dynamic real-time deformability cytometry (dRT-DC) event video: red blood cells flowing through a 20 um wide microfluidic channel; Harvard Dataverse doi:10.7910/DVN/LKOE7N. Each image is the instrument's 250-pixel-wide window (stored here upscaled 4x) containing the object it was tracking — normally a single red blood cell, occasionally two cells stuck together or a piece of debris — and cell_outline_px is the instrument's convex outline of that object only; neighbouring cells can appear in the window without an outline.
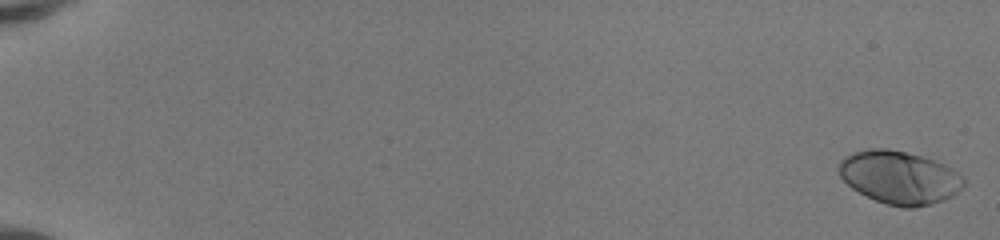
{"species": "human", "species_latin": "Homo sapiens", "temperature_condition": "room temperature", "stored_images_in_passage": 51, "camera_frame_rate_fps": 3000, "um_per_image_px": 0.085, "donor": {"sex": "female"}, "frame": {"image": 1, "passage_image": 1, "time_ms": 0.0, "image_size_px": [1000, 240], "cell_outline_px": [[964, 184], [952, 196], [944, 200], [916, 208], [904, 208], [888, 204], [876, 200], [852, 188], [840, 176], [836, 164], [840, 160], [852, 152], [868, 148], [888, 148], [920, 156], [944, 164], [952, 168], [964, 176]], "centroid_in_image_um": [76.43, 15.07], "position_along_channel_um": 8.6, "area_um2": 38.55}}
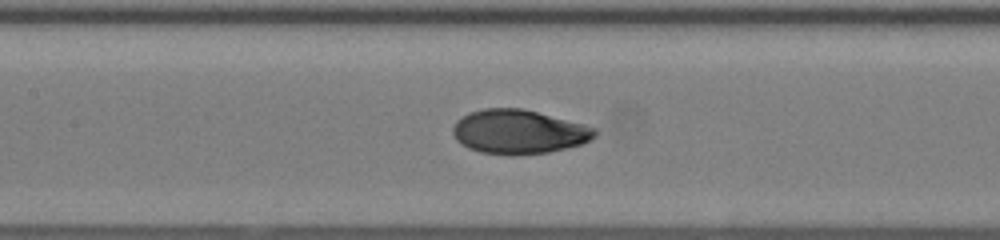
{"frame": {"image": 2, "passage_image": 27, "time_ms": 8.667, "image_size_px": [1000, 240], "cell_outline_px": [[596, 136], [592, 140], [568, 148], [548, 152], [516, 156], [508, 156], [480, 152], [468, 148], [460, 144], [456, 140], [452, 132], [452, 128], [456, 120], [472, 112], [484, 108], [520, 108], [584, 124], [596, 128]], "centroid_in_image_um": [44.08, 11.23], "position_along_channel_um": 163.3, "area_um2": 36.7}}
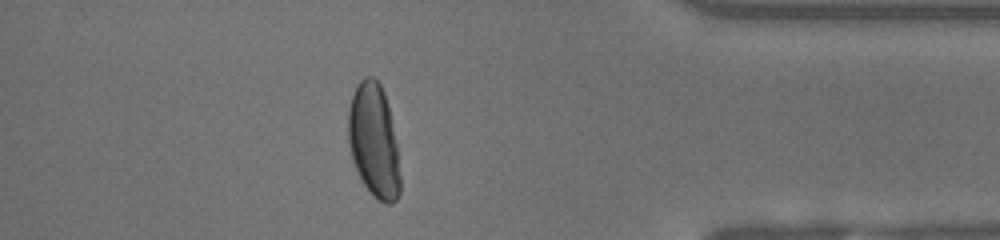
{"frame": {"image": 3, "passage_image": 46, "time_ms": 15.0, "image_size_px": [1000, 240], "cell_outline_px": [[400, 192], [396, 200], [392, 204], [384, 204], [376, 200], [372, 196], [364, 184], [352, 160], [348, 140], [348, 108], [356, 84], [364, 76], [372, 76], [380, 84], [384, 92], [388, 104], [396, 144], [400, 176]], "centroid_in_image_um": [31.77, 11.98], "position_along_channel_um": 403.4, "area_um2": 34.56}, "authors_computed_cell_mechanics": {"area_um2": 36.414, "velocity_mm_per_s": 4.1703, "shape_relaxation_time_tau1_ms": 4.1806, "shape_relaxation_time_tau2_ms": null, "deformation_change_tau1": 0.2015, "deformation_change_tau2": null}}